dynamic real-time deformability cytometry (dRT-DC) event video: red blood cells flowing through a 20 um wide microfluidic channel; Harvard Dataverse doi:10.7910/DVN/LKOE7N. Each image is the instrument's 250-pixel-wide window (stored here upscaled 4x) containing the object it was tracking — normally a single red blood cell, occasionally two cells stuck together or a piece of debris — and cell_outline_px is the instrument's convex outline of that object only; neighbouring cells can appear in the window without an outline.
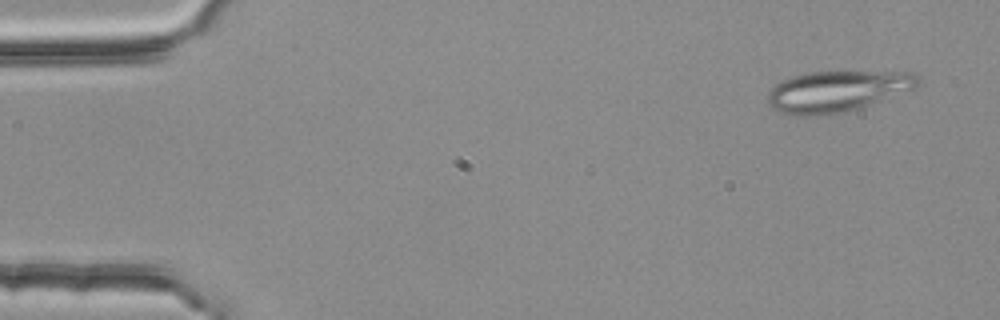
{"species": "common noctule bat (a hibernating species)", "species_latin": "Nyctalus noctula", "temperature_condition": "room temperature", "stored_images_in_passage": 4, "camera_frame_rate_fps": 3000, "um_per_image_px": 0.085, "animal": {"sex": "female", "body_mass_g": 25.1}, "frame": {"image": 1, "passage_image": 1, "time_ms": 0.0, "image_size_px": [1000, 320], "cell_outline_px": [[920, 84], [916, 88], [844, 112], [820, 116], [800, 116], [780, 112], [772, 108], [768, 104], [768, 92], [772, 84], [792, 76], [808, 72], [908, 72], [916, 76], [920, 80]], "centroid_in_image_um": [71.08, 7.76], "position_along_channel_um": 13.9, "area_um2": 35.72}}